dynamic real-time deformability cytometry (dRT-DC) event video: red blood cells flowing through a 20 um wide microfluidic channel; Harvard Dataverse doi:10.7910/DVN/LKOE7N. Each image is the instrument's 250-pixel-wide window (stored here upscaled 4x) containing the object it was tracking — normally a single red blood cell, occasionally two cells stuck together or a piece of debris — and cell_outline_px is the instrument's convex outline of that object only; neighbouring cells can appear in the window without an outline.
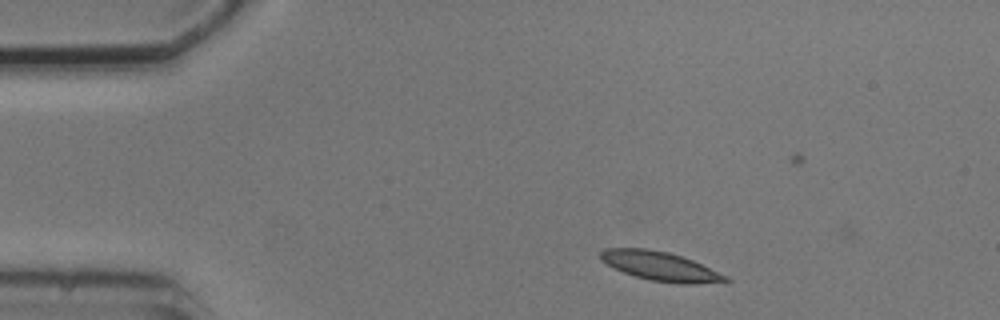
{"species": "common noctule bat (a hibernating species)", "species_latin": "Nyctalus noctula", "temperature_condition": "cold", "stored_images_in_passage": 5, "camera_frame_rate_fps": 3000, "um_per_image_px": 0.085, "animal": {"sex": "male", "body_mass_g": 20.5, "forearm_length_mm": 52.5}, "frame": {"image": 1, "passage_image": 1, "time_ms": 0.0, "image_size_px": [1000, 320], "cell_outline_px": [[732, 280], [692, 284], [680, 284], [652, 280], [636, 276], [624, 272], [600, 260], [600, 252], [604, 248], [644, 248], [668, 252], [692, 260], [728, 276]], "centroid_in_image_um": [56.11, 22.62], "position_along_channel_um": 28.9, "area_um2": 20.81}}
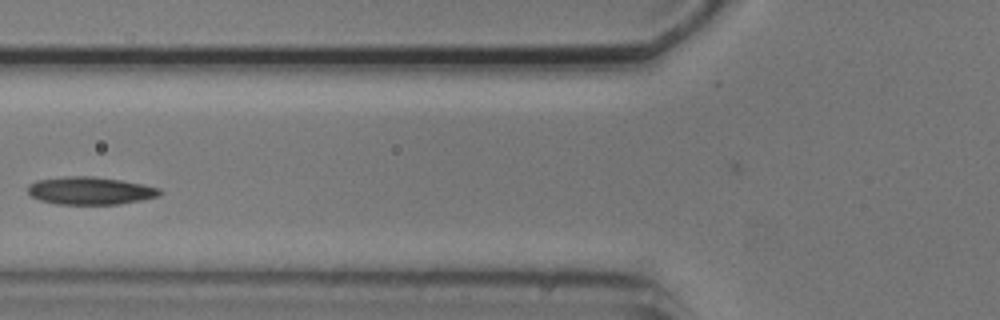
{"frame": {"image": 2, "passage_image": 4, "time_ms": 4.0, "image_size_px": [1000, 320], "cell_outline_px": [[164, 192], [160, 196], [120, 204], [56, 204], [40, 200], [32, 196], [28, 192], [28, 184], [36, 180], [64, 176], [92, 176], [120, 180], [144, 184], [160, 188]], "centroid_in_image_um": [7.68, 16.2], "position_along_channel_um": 118.1, "area_um2": 21.44}}
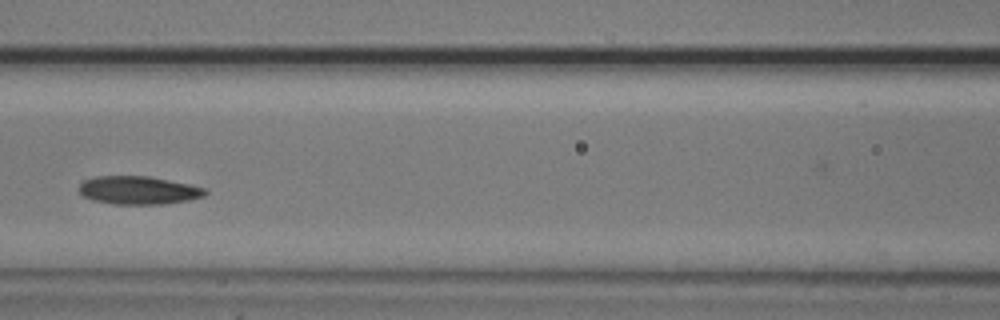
{"frame": {"image": 3, "passage_image": 5, "time_ms": 5.0, "image_size_px": [1000, 320], "cell_outline_px": [[208, 192], [204, 196], [188, 200], [164, 204], [112, 204], [92, 200], [84, 196], [80, 192], [80, 184], [84, 180], [96, 176], [148, 176], [208, 188]], "centroid_in_image_um": [11.79, 16.17], "position_along_channel_um": 154.8, "area_um2": 20.69}}